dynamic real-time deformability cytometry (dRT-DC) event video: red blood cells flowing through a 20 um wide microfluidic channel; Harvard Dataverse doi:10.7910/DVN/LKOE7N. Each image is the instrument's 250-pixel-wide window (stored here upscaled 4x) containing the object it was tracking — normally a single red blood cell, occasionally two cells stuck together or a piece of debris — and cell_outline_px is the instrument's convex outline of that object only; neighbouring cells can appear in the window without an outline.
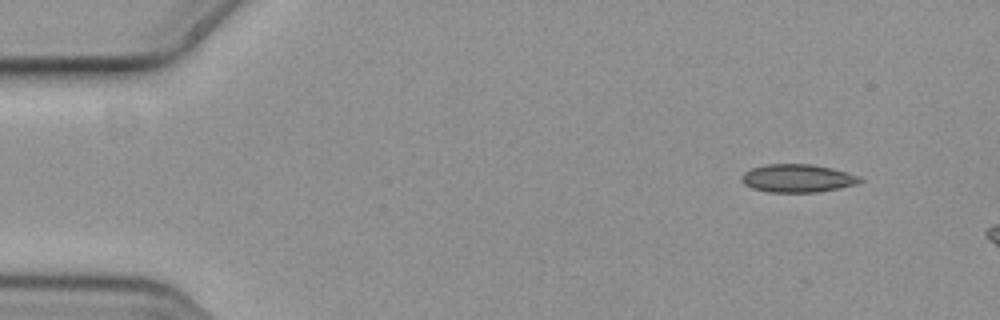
{"species": "common noctule bat (a hibernating species)", "species_latin": "Nyctalus noctula", "temperature_condition": "cold", "stored_images_in_passage": 4, "camera_frame_rate_fps": 3000, "um_per_image_px": 0.085, "animal": {"sex": "female", "body_mass_g": 19.3, "forearm_length_mm": 54.1}, "frame": {"image": 1, "passage_image": 2, "time_ms": 0.333, "image_size_px": [1000, 320], "cell_outline_px": [[864, 180], [856, 184], [840, 188], [816, 192], [768, 192], [752, 188], [744, 184], [744, 172], [752, 168], [764, 164], [812, 164], [832, 168], [860, 176]], "centroid_in_image_um": [67.83, 15.15], "position_along_channel_um": 17.2, "area_um2": 19.25}}